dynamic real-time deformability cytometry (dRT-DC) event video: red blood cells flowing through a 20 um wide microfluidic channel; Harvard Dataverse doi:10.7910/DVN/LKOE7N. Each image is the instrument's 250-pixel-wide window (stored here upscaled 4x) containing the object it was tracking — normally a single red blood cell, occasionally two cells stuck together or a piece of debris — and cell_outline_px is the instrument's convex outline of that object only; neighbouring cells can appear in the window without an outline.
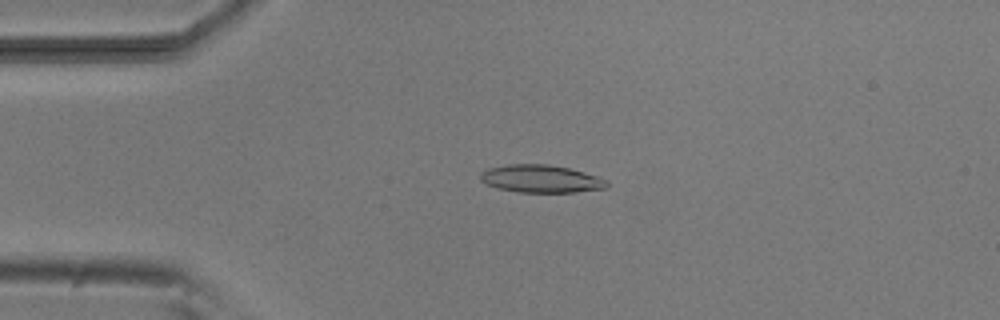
{"species": "common noctule bat (a hibernating species)", "species_latin": "Nyctalus noctula", "temperature_condition": "room temperature", "stored_images_in_passage": 8, "camera_frame_rate_fps": 3000, "um_per_image_px": 0.085, "animal": {"sex": "male", "body_mass_g": 20.5, "forearm_length_mm": 52.5}, "frame": {"image": 1, "passage_image": 2, "time_ms": 1.333, "image_size_px": [1000, 320], "cell_outline_px": [[608, 188], [576, 192], [520, 192], [496, 188], [480, 180], [480, 172], [488, 168], [508, 164], [548, 164], [568, 168], [584, 172], [608, 180]], "centroid_in_image_um": [45.99, 15.19], "position_along_channel_um": 39.0, "area_um2": 20.46}}
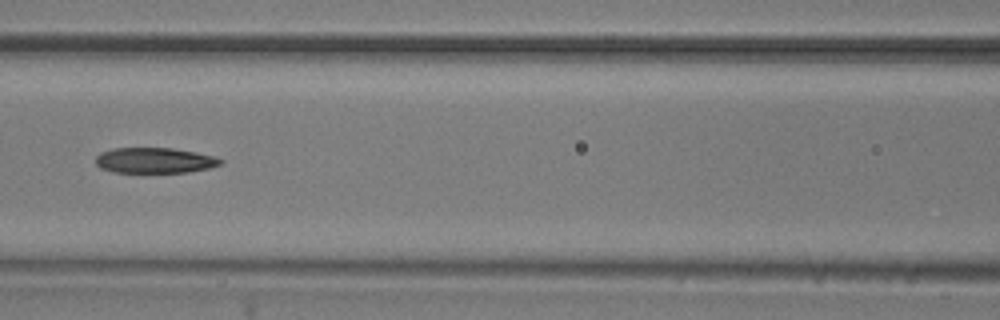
{"frame": {"image": 2, "passage_image": 5, "time_ms": 5.0, "image_size_px": [1000, 320], "cell_outline_px": [[224, 160], [220, 164], [208, 168], [188, 172], [112, 172], [100, 168], [96, 164], [96, 156], [100, 152], [112, 148], [172, 148], [196, 152], [212, 156]], "centroid_in_image_um": [13.1, 13.63], "position_along_channel_um": 153.5, "area_um2": 18.5}}
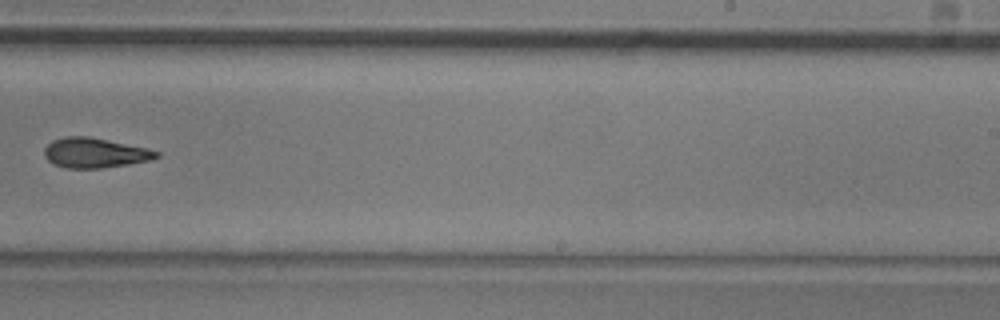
{"frame": {"image": 3, "passage_image": 8, "time_ms": 8.333, "image_size_px": [1000, 320], "cell_outline_px": [[160, 156], [152, 160], [128, 164], [100, 168], [64, 168], [52, 164], [44, 156], [44, 148], [52, 140], [64, 136], [88, 136], [144, 148], [160, 152]], "centroid_in_image_um": [8.01, 13.0], "position_along_channel_um": 281.0, "area_um2": 19.48}}